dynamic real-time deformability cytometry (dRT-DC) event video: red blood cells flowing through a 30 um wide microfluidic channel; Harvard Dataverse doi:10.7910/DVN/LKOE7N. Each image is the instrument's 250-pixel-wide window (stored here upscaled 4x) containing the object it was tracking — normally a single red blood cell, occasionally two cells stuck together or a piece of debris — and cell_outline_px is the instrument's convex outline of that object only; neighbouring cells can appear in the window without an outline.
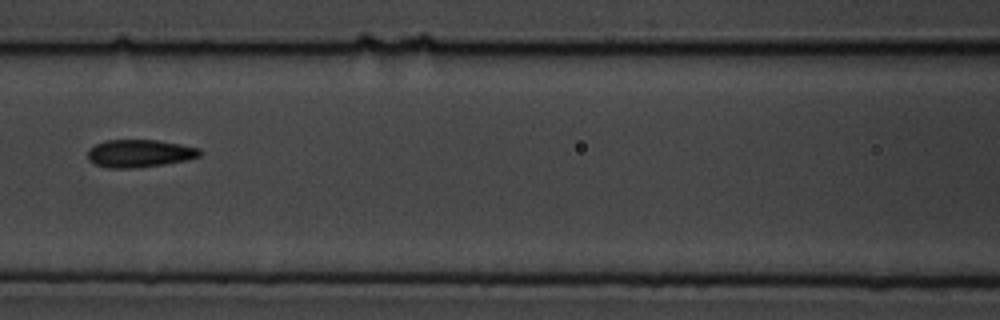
{"species": "common noctule bat (a hibernating species)", "species_latin": "Nyctalus noctula", "temperature_condition": "cold", "stored_images_in_passage": 11, "camera_frame_rate_fps": 3000, "um_per_image_px": 0.085, "animal": {"sex": "male", "body_mass_g": 19.5, "forearm_length_mm": 54.6}, "frame": {"image": 1, "passage_image": 4, "time_ms": 4.333, "image_size_px": [1000, 320], "cell_outline_px": [[200, 156], [184, 160], [164, 164], [132, 168], [104, 168], [88, 160], [88, 148], [104, 140], [156, 140], [180, 144], [200, 148]], "centroid_in_image_um": [11.81, 13.03], "position_along_channel_um": 154.8, "area_um2": 18.03}}
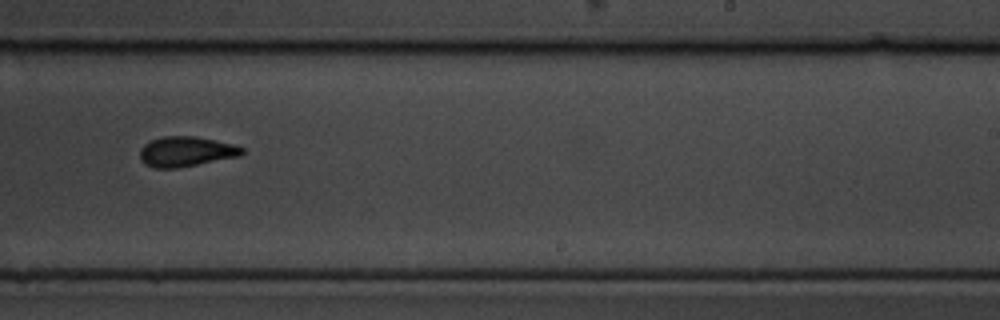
{"frame": {"image": 2, "passage_image": 7, "time_ms": 7.667, "image_size_px": [1000, 320], "cell_outline_px": [[244, 152], [240, 156], [176, 168], [152, 168], [144, 164], [140, 160], [140, 148], [144, 144], [152, 140], [164, 136], [192, 136], [236, 144], [244, 148]], "centroid_in_image_um": [15.8, 12.88], "position_along_channel_um": 273.2, "area_um2": 17.92}}
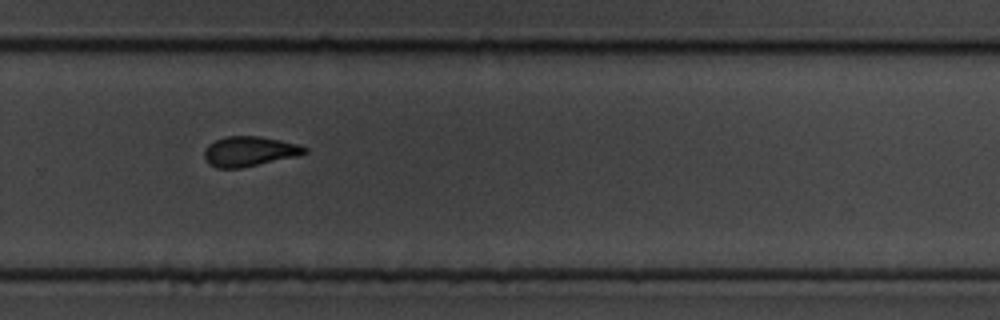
{"frame": {"image": 3, "passage_image": 8, "time_ms": 8.667, "image_size_px": [1000, 320], "cell_outline_px": [[308, 152], [296, 156], [240, 168], [216, 168], [208, 164], [204, 160], [204, 152], [208, 144], [224, 136], [260, 136], [280, 140], [296, 144], [308, 148]], "centroid_in_image_um": [21.15, 12.86], "position_along_channel_um": 308.6, "area_um2": 17.46}}